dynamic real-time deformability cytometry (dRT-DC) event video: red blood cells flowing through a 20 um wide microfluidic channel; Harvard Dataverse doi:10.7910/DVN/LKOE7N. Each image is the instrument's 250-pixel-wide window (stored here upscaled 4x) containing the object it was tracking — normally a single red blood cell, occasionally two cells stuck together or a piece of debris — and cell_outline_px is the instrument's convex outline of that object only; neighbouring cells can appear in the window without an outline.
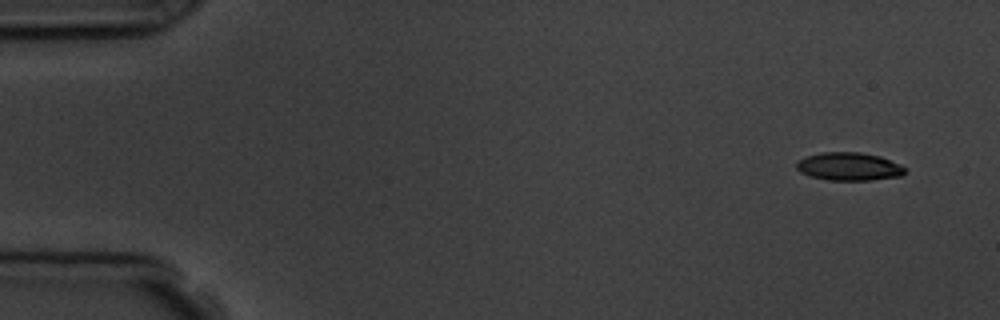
{"species": "common noctule bat (a hibernating species)", "species_latin": "Nyctalus noctula", "temperature_condition": "room temperature", "stored_images_in_passage": 11, "camera_frame_rate_fps": 3000, "um_per_image_px": 0.085, "animal": {"sex": "male", "body_mass_g": 19.5, "forearm_length_mm": 54.6}, "frame": {"image": 1, "passage_image": 1, "time_ms": 0.0, "image_size_px": [1000, 320], "cell_outline_px": [[904, 172], [900, 176], [872, 180], [828, 180], [812, 176], [800, 172], [796, 168], [796, 160], [820, 152], [860, 152], [880, 156], [900, 164], [904, 168]], "centroid_in_image_um": [72.14, 14.15], "position_along_channel_um": 12.9, "area_um2": 17.69}}
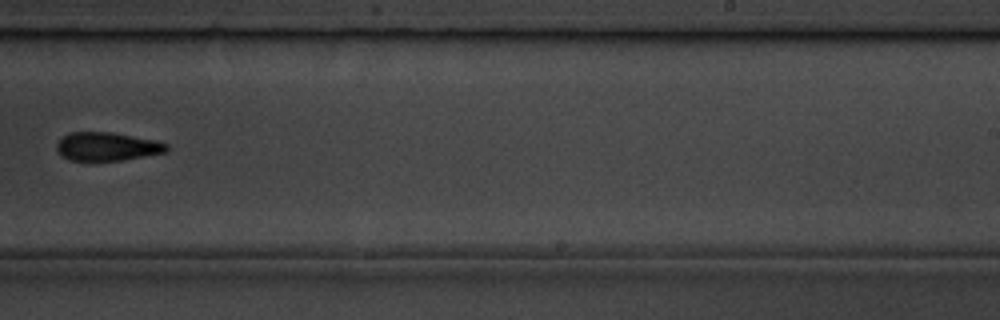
{"frame": {"image": 2, "passage_image": 10, "time_ms": 10.333, "image_size_px": [1000, 320], "cell_outline_px": [[168, 152], [120, 160], [92, 164], [72, 160], [60, 156], [56, 148], [56, 144], [68, 132], [112, 132], [152, 140], [168, 144]], "centroid_in_image_um": [9.04, 12.5], "position_along_channel_um": 280.0, "area_um2": 18.73}}
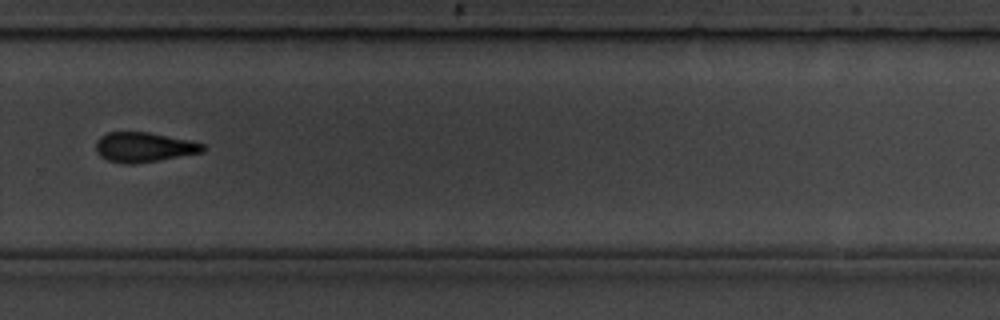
{"frame": {"image": 3, "passage_image": 11, "time_ms": 11.333, "image_size_px": [1000, 320], "cell_outline_px": [[208, 148], [204, 152], [160, 160], [136, 164], [124, 164], [108, 160], [100, 156], [96, 152], [96, 140], [100, 136], [108, 132], [148, 132], [192, 140], [204, 144]], "centroid_in_image_um": [12.27, 12.51], "position_along_channel_um": 317.5, "area_um2": 18.9}}